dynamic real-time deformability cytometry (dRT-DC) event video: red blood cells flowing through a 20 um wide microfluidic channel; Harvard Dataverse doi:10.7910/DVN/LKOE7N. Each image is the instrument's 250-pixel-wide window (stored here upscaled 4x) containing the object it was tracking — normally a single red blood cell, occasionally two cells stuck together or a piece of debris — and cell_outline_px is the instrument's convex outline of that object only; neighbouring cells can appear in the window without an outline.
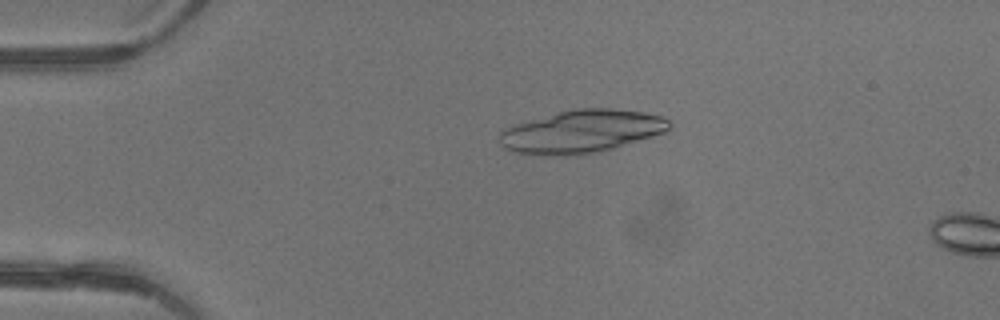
{"species": "common noctule bat (a hibernating species)", "species_latin": "Nyctalus noctula", "temperature_condition": "warm", "stored_images_in_passage": 4, "camera_frame_rate_fps": 3000, "um_per_image_px": 0.085, "animal": {"sex": "female"}, "frame": {"image": 1, "passage_image": 3, "time_ms": 0.667, "image_size_px": [1000, 320], "cell_outline_px": [[672, 128], [664, 132], [652, 136], [600, 152], [568, 156], [564, 156], [512, 152], [504, 148], [500, 144], [500, 132], [512, 124], [576, 108], [608, 108], [644, 112], [660, 116], [668, 120], [672, 124]], "centroid_in_image_um": [49.43, 11.18], "position_along_channel_um": 35.6, "area_um2": 42.25}}